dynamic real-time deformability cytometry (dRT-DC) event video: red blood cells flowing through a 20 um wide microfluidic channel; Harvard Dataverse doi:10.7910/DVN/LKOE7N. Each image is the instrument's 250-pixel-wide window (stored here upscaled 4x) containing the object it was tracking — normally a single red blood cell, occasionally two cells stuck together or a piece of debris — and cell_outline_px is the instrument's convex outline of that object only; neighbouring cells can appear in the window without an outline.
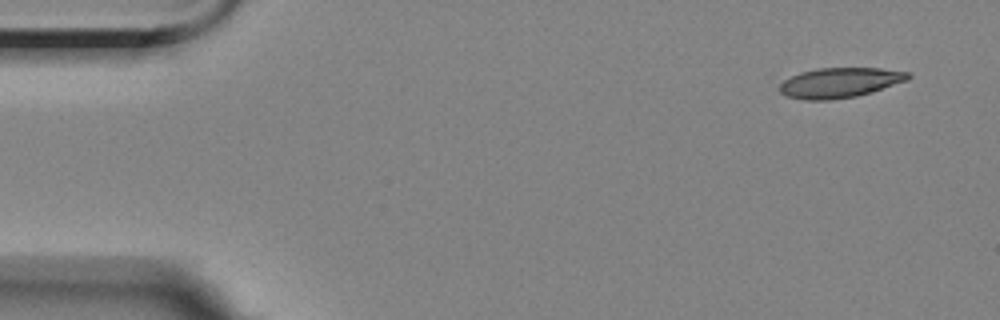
{"species": "Egyptian fruit bat (a non-hibernating species)", "species_latin": "Rousettus aegyptiacus", "temperature_condition": "room temperature", "stored_images_in_passage": 8, "camera_frame_rate_fps": 3000, "um_per_image_px": 0.085, "animal": {"sex": "female"}, "frame": {"image": 1, "passage_image": 1, "time_ms": 0.0, "image_size_px": [1000, 320], "cell_outline_px": [[912, 76], [908, 80], [872, 92], [856, 96], [832, 100], [804, 100], [784, 96], [780, 92], [780, 84], [784, 80], [800, 72], [816, 68], [880, 68], [908, 72]], "centroid_in_image_um": [71.37, 7.03], "position_along_channel_um": 13.6, "area_um2": 22.6}}
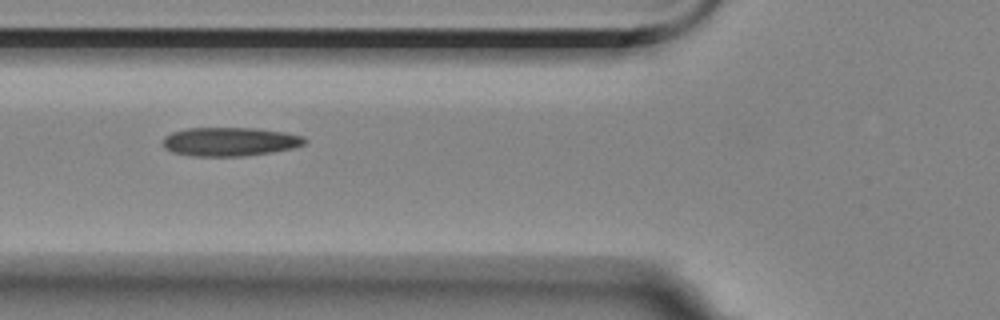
{"frame": {"image": 2, "passage_image": 6, "time_ms": 5.667, "image_size_px": [1000, 320], "cell_outline_px": [[308, 140], [304, 144], [292, 148], [272, 152], [244, 156], [192, 156], [172, 152], [164, 148], [164, 136], [172, 132], [188, 128], [256, 128], [284, 132], [304, 136]], "centroid_in_image_um": [19.55, 12.04], "position_along_channel_um": 106.3, "area_um2": 23.81}}
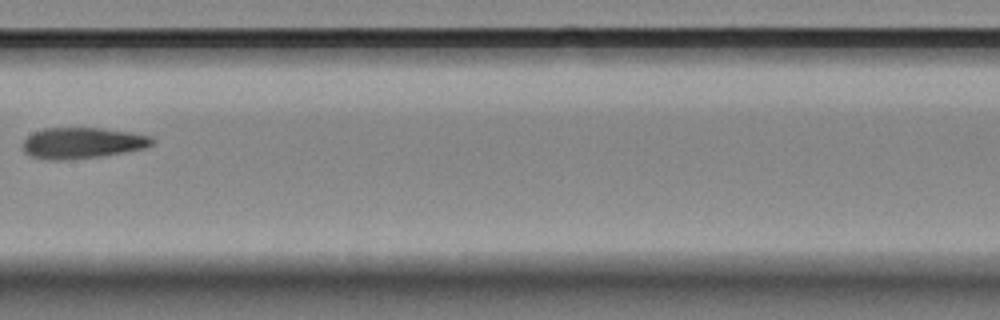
{"frame": {"image": 3, "passage_image": 8, "time_ms": 8.333, "image_size_px": [1000, 320], "cell_outline_px": [[156, 140], [152, 144], [144, 148], [124, 152], [100, 156], [60, 160], [48, 160], [32, 156], [24, 152], [24, 140], [32, 132], [44, 128], [100, 128], [132, 132], [152, 136]], "centroid_in_image_um": [7.01, 12.14], "position_along_channel_um": 200.4, "area_um2": 23.29}}